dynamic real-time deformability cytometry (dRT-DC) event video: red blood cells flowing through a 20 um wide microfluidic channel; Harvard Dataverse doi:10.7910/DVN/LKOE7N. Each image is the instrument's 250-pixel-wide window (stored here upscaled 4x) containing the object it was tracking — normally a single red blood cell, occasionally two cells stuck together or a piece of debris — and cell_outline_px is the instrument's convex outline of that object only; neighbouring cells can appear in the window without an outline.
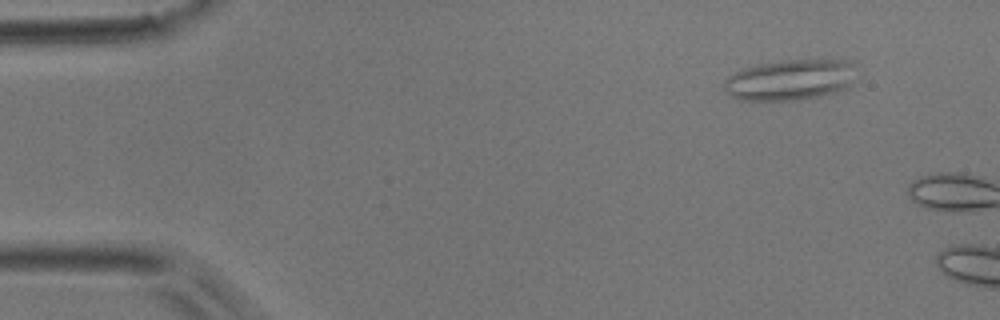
{"species": "common noctule bat (a hibernating species)", "species_latin": "Nyctalus noctula", "temperature_condition": "room temperature", "stored_images_in_passage": 7, "camera_frame_rate_fps": 3000, "um_per_image_px": 0.085, "animal": {"sex": "male", "body_mass_g": 17.9}, "frame": {"image": 1, "passage_image": 5, "time_ms": 1.333, "image_size_px": [1000, 320], "cell_outline_px": [[848, 84], [844, 88], [836, 92], [796, 100], [740, 100], [728, 96], [724, 88], [724, 80], [728, 76], [744, 68], [756, 64], [780, 60], [848, 60]], "centroid_in_image_um": [66.96, 6.8], "position_along_channel_um": 18.0, "area_um2": 30.52}}